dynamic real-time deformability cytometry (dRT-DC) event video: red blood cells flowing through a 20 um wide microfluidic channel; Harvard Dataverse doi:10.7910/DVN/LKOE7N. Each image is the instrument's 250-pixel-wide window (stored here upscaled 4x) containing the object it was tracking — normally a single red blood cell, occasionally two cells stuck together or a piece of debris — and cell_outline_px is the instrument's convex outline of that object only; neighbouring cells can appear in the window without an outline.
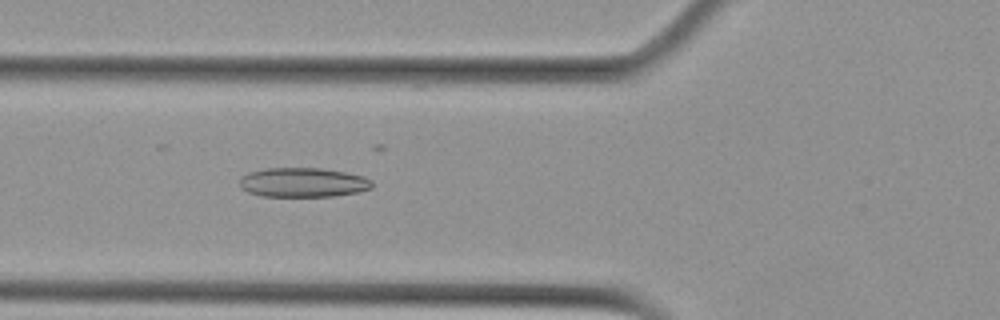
{"species": "Egyptian fruit bat (a non-hibernating species)", "species_latin": "Rousettus aegyptiacus", "temperature_condition": "cold", "stored_images_in_passage": 48, "camera_frame_rate_fps": 3000, "um_per_image_px": 0.085, "animal": {"sex": "female"}, "frame": {"image": 1, "passage_image": 13, "time_ms": 4.0, "image_size_px": [1000, 320], "cell_outline_px": [[372, 188], [360, 192], [336, 196], [260, 196], [248, 192], [240, 188], [240, 176], [248, 172], [264, 168], [320, 168], [348, 172], [364, 176], [372, 180]], "centroid_in_image_um": [25.76, 15.5], "position_along_channel_um": 100.0, "area_um2": 23.06}}
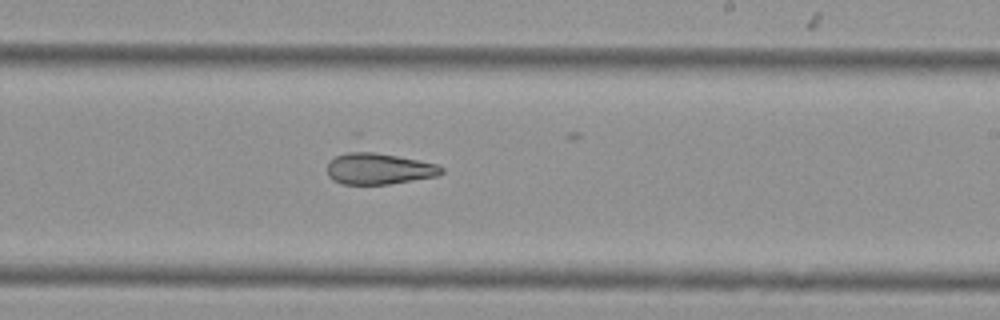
{"frame": {"image": 2, "passage_image": 26, "time_ms": 8.333, "image_size_px": [1000, 320], "cell_outline_px": [[444, 172], [436, 176], [388, 184], [340, 184], [332, 180], [328, 176], [328, 160], [336, 156], [356, 148], [360, 148], [420, 160], [436, 164], [444, 168]], "centroid_in_image_um": [32.15, 14.29], "position_along_channel_um": 256.9, "area_um2": 21.5}}
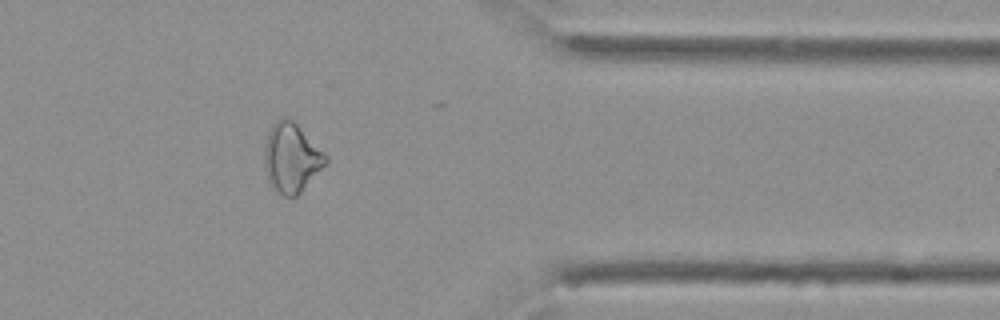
{"frame": {"image": 3, "passage_image": 38, "time_ms": 12.333, "image_size_px": [1000, 320], "cell_outline_px": [[328, 164], [296, 196], [284, 196], [268, 180], [264, 164], [264, 148], [268, 132], [272, 124], [280, 116], [288, 116], [328, 156]], "centroid_in_image_um": [24.78, 13.38], "position_along_channel_um": 386.6, "area_um2": 24.62}, "authors_computed_cell_mechanics": {"area_um2": 23.2067, "velocity_mm_per_s": 3.6124, "shape_relaxation_time_tau1_ms": null, "shape_relaxation_time_tau2_ms": 4.7852, "deformation_change_tau1": null, "deformation_change_tau2": 0.1272}}